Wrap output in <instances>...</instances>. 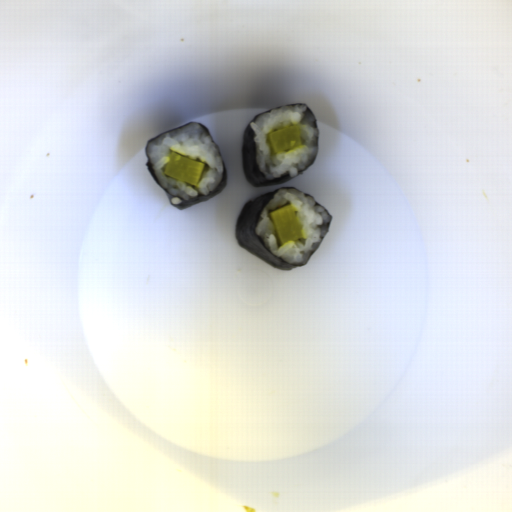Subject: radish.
I'll list each match as a JSON object with an SVG mask.
<instances>
[{"label": "radish", "instance_id": "3", "mask_svg": "<svg viewBox=\"0 0 512 512\" xmlns=\"http://www.w3.org/2000/svg\"><path fill=\"white\" fill-rule=\"evenodd\" d=\"M272 154L302 145L299 125L285 127L268 134Z\"/></svg>", "mask_w": 512, "mask_h": 512}, {"label": "radish", "instance_id": "1", "mask_svg": "<svg viewBox=\"0 0 512 512\" xmlns=\"http://www.w3.org/2000/svg\"><path fill=\"white\" fill-rule=\"evenodd\" d=\"M280 244L302 239V228L296 210L287 205L268 213Z\"/></svg>", "mask_w": 512, "mask_h": 512}, {"label": "radish", "instance_id": "2", "mask_svg": "<svg viewBox=\"0 0 512 512\" xmlns=\"http://www.w3.org/2000/svg\"><path fill=\"white\" fill-rule=\"evenodd\" d=\"M205 163L171 153L165 164L164 173L176 180L197 185L204 171Z\"/></svg>", "mask_w": 512, "mask_h": 512}]
</instances>
